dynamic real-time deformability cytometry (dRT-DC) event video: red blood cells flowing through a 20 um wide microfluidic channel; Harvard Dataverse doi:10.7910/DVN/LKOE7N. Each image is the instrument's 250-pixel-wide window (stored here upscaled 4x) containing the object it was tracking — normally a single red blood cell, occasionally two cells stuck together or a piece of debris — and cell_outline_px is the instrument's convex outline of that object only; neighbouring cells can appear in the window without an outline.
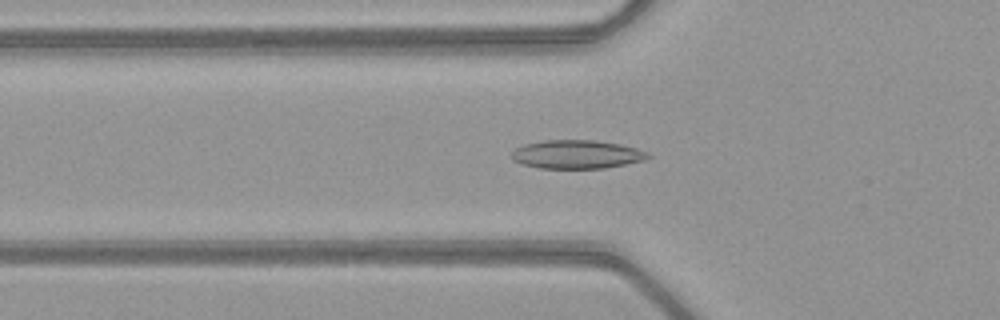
{"species": "common noctule bat (a hibernating species)", "species_latin": "Nyctalus noctula", "temperature_condition": "warm", "stored_images_in_passage": 35, "camera_frame_rate_fps": 3000, "um_per_image_px": 0.085, "animal": {"sex": "female", "body_mass_g": 21.9}, "frame": {"image": 1, "passage_image": 2, "time_ms": 0.333, "image_size_px": [1000, 320], "cell_outline_px": [[652, 156], [648, 160], [604, 168], [540, 168], [524, 164], [512, 160], [512, 152], [516, 148], [524, 144], [544, 140], [596, 140], [620, 144], [636, 148], [648, 152]], "centroid_in_image_um": [49.08, 13.12], "position_along_channel_um": 76.7, "area_um2": 22.77}}
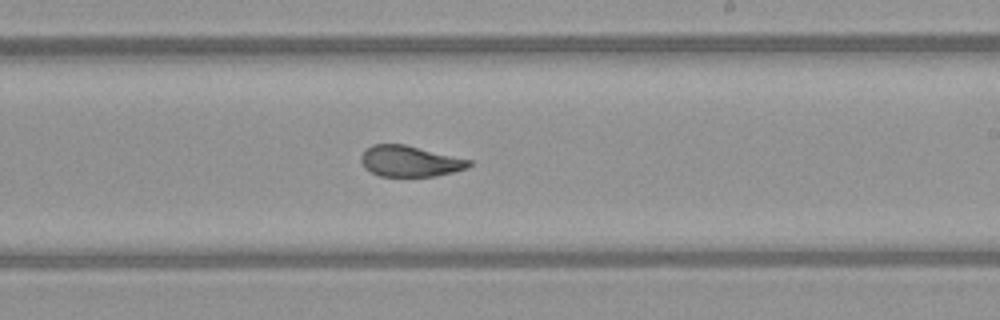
{"frame": {"image": 2, "passage_image": 15, "time_ms": 4.667, "image_size_px": [1000, 320], "cell_outline_px": [[472, 164], [468, 168], [436, 176], [380, 176], [364, 168], [360, 160], [360, 156], [364, 148], [372, 144], [404, 144], [472, 160]], "centroid_in_image_um": [34.81, 13.69], "position_along_channel_um": 254.2, "area_um2": 19.59}}
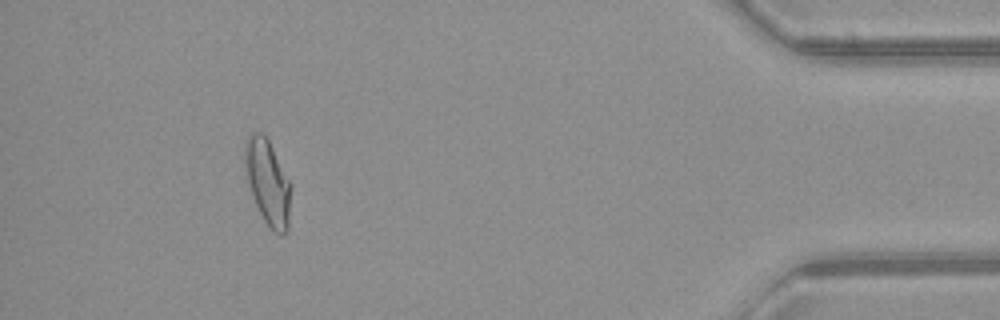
{"frame": {"image": 3, "passage_image": 31, "time_ms": 10.0, "image_size_px": [1000, 320], "cell_outline_px": [[292, 184], [288, 228], [284, 236], [280, 236], [264, 220], [252, 196], [248, 184], [244, 160], [244, 144], [248, 136], [256, 132], [260, 132], [268, 140]], "centroid_in_image_um": [22.77, 15.5], "position_along_channel_um": 412.4, "area_um2": 22.77}, "authors_computed_cell_mechanics": {"area_um2": 20.9814, "velocity_mm_per_s": 4.0602, "shape_relaxation_time_tau1_ms": 9.5772, "shape_relaxation_time_tau2_ms": 1.1855, "deformation_change_tau1": 0.2398, "deformation_change_tau2": 0.0676}}